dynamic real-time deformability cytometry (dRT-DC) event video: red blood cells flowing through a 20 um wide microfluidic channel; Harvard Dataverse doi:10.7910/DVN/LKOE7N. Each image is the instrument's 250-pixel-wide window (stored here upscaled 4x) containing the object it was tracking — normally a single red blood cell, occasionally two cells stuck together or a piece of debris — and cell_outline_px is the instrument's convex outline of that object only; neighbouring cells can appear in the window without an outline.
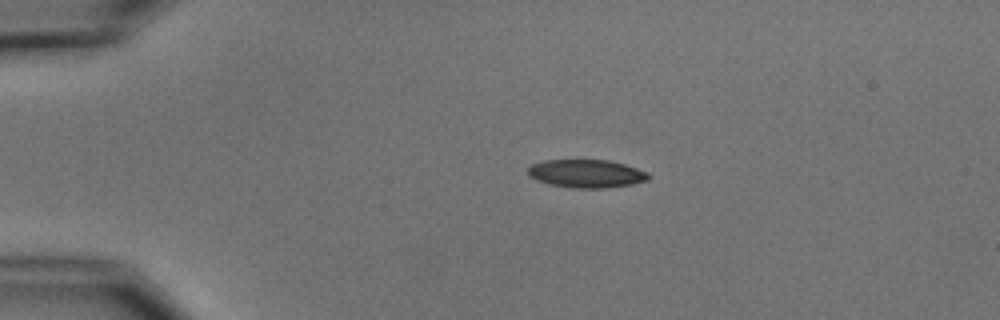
{"species": "common noctule bat (a hibernating species)", "species_latin": "Nyctalus noctula", "temperature_condition": "cold", "stored_images_in_passage": 3, "camera_frame_rate_fps": 3000, "um_per_image_px": 0.085, "animal": {"sex": "male", "body_mass_g": 15.6}, "frame": {"image": 1, "passage_image": 1, "time_ms": 0.0, "image_size_px": [1000, 320], "cell_outline_px": [[648, 180], [632, 184], [604, 188], [572, 188], [548, 184], [536, 180], [528, 176], [528, 168], [532, 164], [544, 160], [608, 160], [624, 164], [648, 172]], "centroid_in_image_um": [49.81, 14.76], "position_along_channel_um": 35.2, "area_um2": 19.77}}
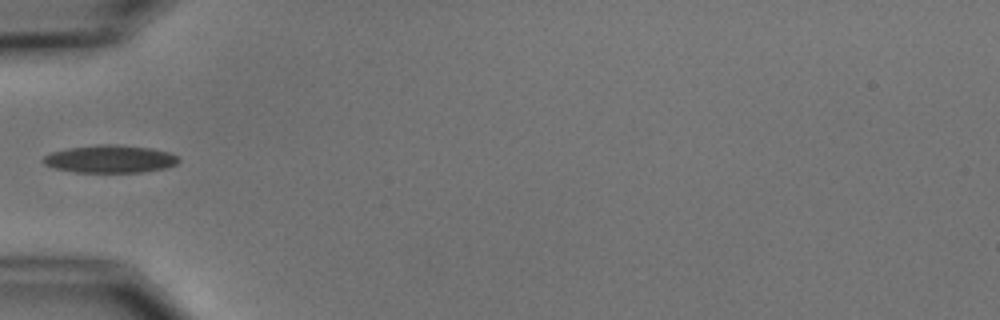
{"frame": {"image": 2, "passage_image": 3, "time_ms": 2.333, "image_size_px": [1000, 320], "cell_outline_px": [[180, 160], [176, 164], [164, 168], [140, 172], [76, 172], [56, 168], [44, 164], [40, 160], [44, 156], [52, 152], [68, 148], [100, 144], [108, 144], [152, 148], [168, 152], [176, 156]], "centroid_in_image_um": [9.33, 13.51], "position_along_channel_um": 75.7, "area_um2": 21.62}}